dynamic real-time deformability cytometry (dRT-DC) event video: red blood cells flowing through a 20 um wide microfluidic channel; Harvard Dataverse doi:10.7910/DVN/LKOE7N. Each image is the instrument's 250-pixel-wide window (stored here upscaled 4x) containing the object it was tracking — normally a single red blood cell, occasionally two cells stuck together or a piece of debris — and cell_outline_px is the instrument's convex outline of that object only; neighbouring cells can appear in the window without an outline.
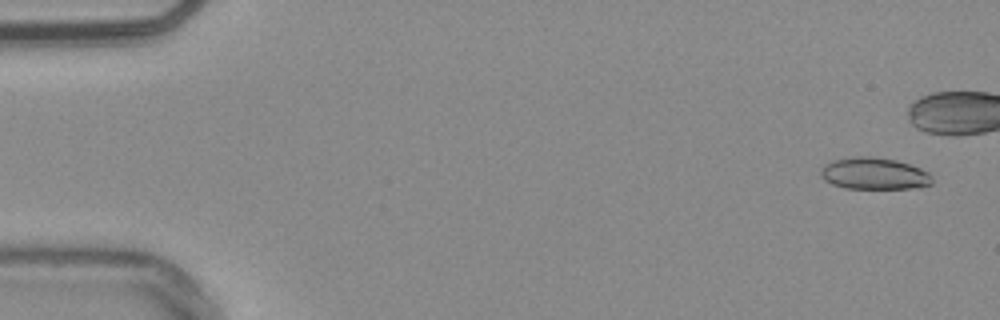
{"species": "common noctule bat (a hibernating species)", "species_latin": "Nyctalus noctula", "temperature_condition": "warm", "stored_images_in_passage": 19, "camera_frame_rate_fps": 3000, "um_per_image_px": 0.085, "animal": {"sex": "male", "body_mass_g": 20.4}, "frame": {"image": 1, "passage_image": 3, "time_ms": 0.667, "image_size_px": [1000, 320], "cell_outline_px": [[932, 184], [920, 188], [844, 188], [832, 184], [824, 180], [820, 176], [820, 168], [824, 164], [832, 160], [856, 156], [872, 156], [896, 160], [920, 168], [928, 172], [932, 176]], "centroid_in_image_um": [74.28, 14.75], "position_along_channel_um": 10.7, "area_um2": 20.87}}